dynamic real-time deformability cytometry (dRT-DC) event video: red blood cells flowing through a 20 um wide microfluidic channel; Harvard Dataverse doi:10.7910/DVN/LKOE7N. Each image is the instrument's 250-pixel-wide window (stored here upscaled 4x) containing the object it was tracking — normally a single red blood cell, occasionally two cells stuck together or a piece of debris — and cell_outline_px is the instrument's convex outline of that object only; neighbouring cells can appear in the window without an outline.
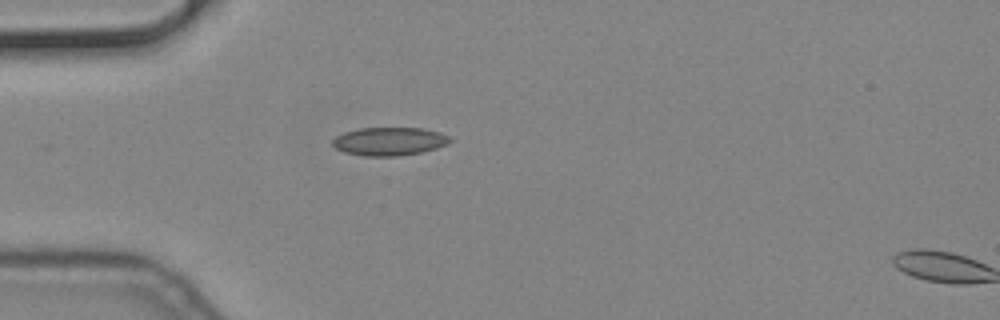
{"species": "common noctule bat (a hibernating species)", "species_latin": "Nyctalus noctula", "temperature_condition": "cold", "stored_images_in_passage": 3, "camera_frame_rate_fps": 3000, "um_per_image_px": 0.085, "animal": {"sex": "male", "body_mass_g": 19.2, "forearm_length_mm": 51.8}, "frame": {"image": 1, "passage_image": 1, "time_ms": 0.0, "image_size_px": [1000, 320], "cell_outline_px": [[452, 140], [448, 144], [436, 148], [420, 152], [400, 156], [364, 156], [344, 152], [336, 148], [332, 144], [332, 140], [336, 136], [344, 132], [360, 128], [424, 128], [440, 132], [448, 136]], "centroid_in_image_um": [33.09, 12.01], "position_along_channel_um": 51.9, "area_um2": 19.36}}